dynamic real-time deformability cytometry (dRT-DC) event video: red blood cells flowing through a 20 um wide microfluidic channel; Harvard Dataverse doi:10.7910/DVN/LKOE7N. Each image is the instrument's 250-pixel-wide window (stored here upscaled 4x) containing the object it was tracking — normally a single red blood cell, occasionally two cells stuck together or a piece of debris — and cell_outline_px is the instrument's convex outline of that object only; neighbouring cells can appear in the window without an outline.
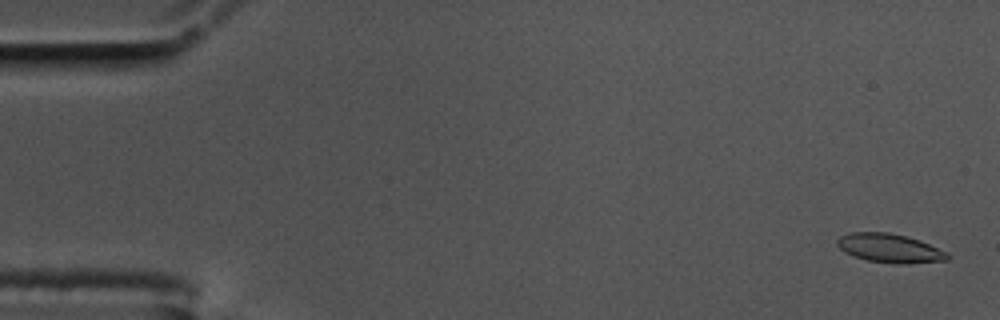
{"species": "common noctule bat (a hibernating species)", "species_latin": "Nyctalus noctula", "temperature_condition": "cold", "stored_images_in_passage": 58, "camera_frame_rate_fps": 3000, "um_per_image_px": 0.085, "animal": {"sex": "male", "body_mass_g": 17.5, "forearm_length_mm": 52.3}, "frame": {"image": 1, "passage_image": 2, "time_ms": 0.333, "image_size_px": [1000, 320], "cell_outline_px": [[952, 256], [948, 260], [908, 264], [896, 264], [868, 260], [852, 256], [844, 252], [836, 244], [836, 240], [840, 236], [848, 232], [888, 232], [920, 240], [948, 252]], "centroid_in_image_um": [75.64, 21.1], "position_along_channel_um": 9.4, "area_um2": 18.79}}
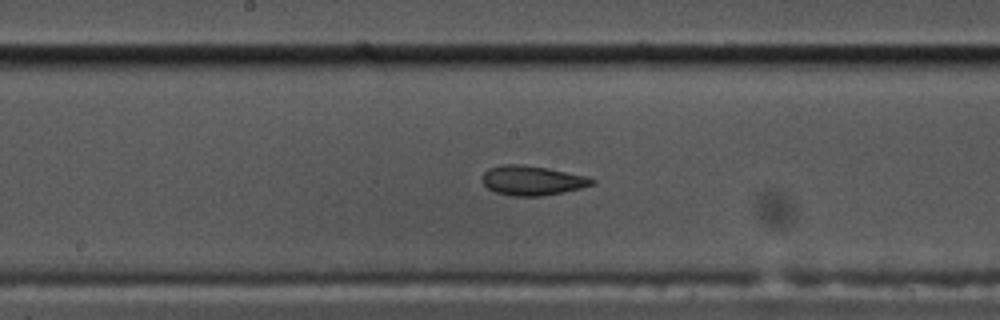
{"frame": {"image": 2, "passage_image": 30, "time_ms": 9.667, "image_size_px": [1000, 320], "cell_outline_px": [[596, 180], [592, 184], [580, 188], [564, 192], [540, 196], [512, 196], [496, 192], [488, 188], [480, 180], [484, 172], [488, 168], [504, 164], [524, 164], [548, 168], [588, 176]], "centroid_in_image_um": [45.21, 15.33], "position_along_channel_um": 203.0, "area_um2": 19.02}}
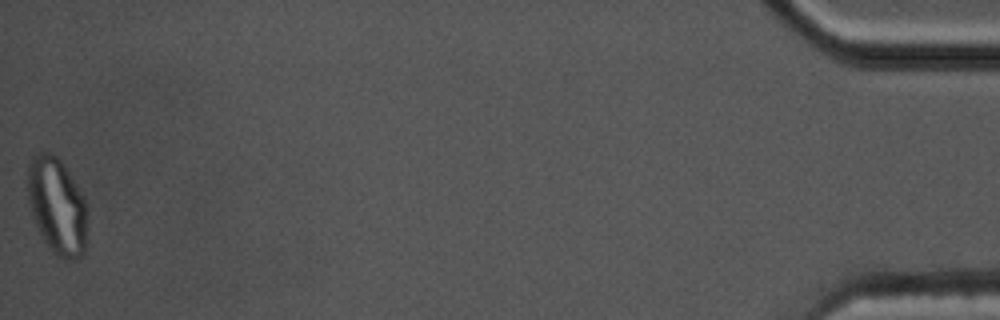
{"frame": {"image": 3, "passage_image": 58, "time_ms": 19.0, "image_size_px": [1000, 320], "cell_outline_px": [[88, 236], [84, 256], [76, 260], [64, 260], [56, 256], [52, 252], [44, 240], [36, 224], [28, 204], [24, 180], [28, 164], [32, 156], [40, 152], [48, 152], [56, 156], [64, 164], [84, 196], [88, 204]], "centroid_in_image_um": [4.87, 17.53], "position_along_channel_um": 430.3, "area_um2": 35.14}, "authors_computed_cell_mechanics": {"area_um2": 18.8428, "velocity_mm_per_s": 3.4765, "shape_relaxation_time_tau1_ms": null, "shape_relaxation_time_tau2_ms": 1.7169, "deformation_change_tau1": null, "deformation_change_tau2": 0.0653}}